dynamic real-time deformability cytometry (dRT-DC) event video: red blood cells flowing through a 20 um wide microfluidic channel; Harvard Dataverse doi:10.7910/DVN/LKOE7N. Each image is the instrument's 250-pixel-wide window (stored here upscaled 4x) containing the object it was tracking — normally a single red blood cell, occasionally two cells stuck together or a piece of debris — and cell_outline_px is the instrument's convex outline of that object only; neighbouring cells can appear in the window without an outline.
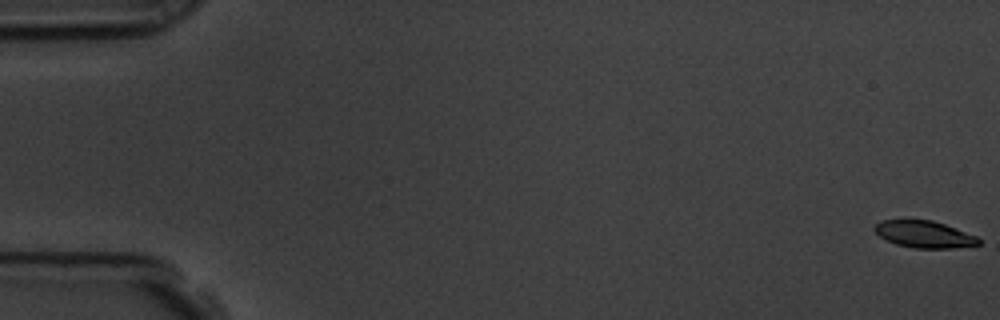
{"species": "common noctule bat (a hibernating species)", "species_latin": "Nyctalus noctula", "temperature_condition": "room temperature", "stored_images_in_passage": 58, "camera_frame_rate_fps": 3000, "um_per_image_px": 0.085, "animal": {"sex": "male", "body_mass_g": 19.5, "forearm_length_mm": 54.6}, "frame": {"image": 1, "passage_image": 1, "time_ms": 0.0, "image_size_px": [1000, 320], "cell_outline_px": [[980, 244], [952, 248], [912, 248], [896, 244], [880, 236], [872, 228], [880, 220], [932, 220], [944, 224], [976, 236], [980, 240]], "centroid_in_image_um": [78.54, 19.91], "position_along_channel_um": 6.5, "area_um2": 16.13}}
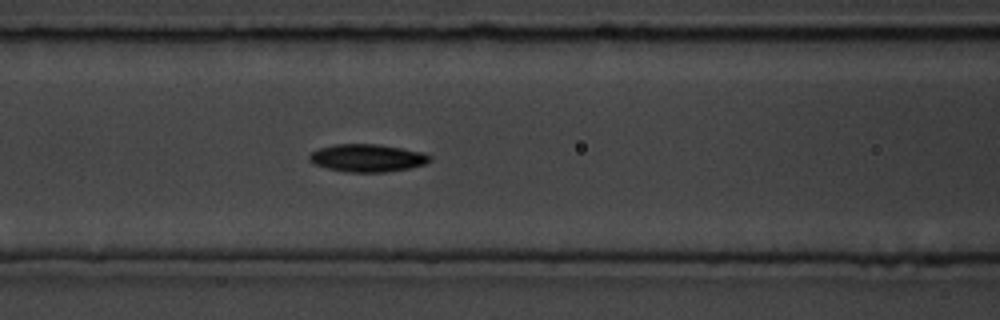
{"frame": {"image": 2, "passage_image": 25, "time_ms": 8.0, "image_size_px": [1000, 320], "cell_outline_px": [[432, 160], [428, 164], [408, 168], [384, 172], [348, 172], [328, 168], [316, 164], [308, 160], [308, 156], [312, 152], [320, 148], [336, 144], [376, 144], [400, 148], [420, 152], [432, 156]], "centroid_in_image_um": [31.24, 13.43], "position_along_channel_um": 135.4, "area_um2": 19.25}}
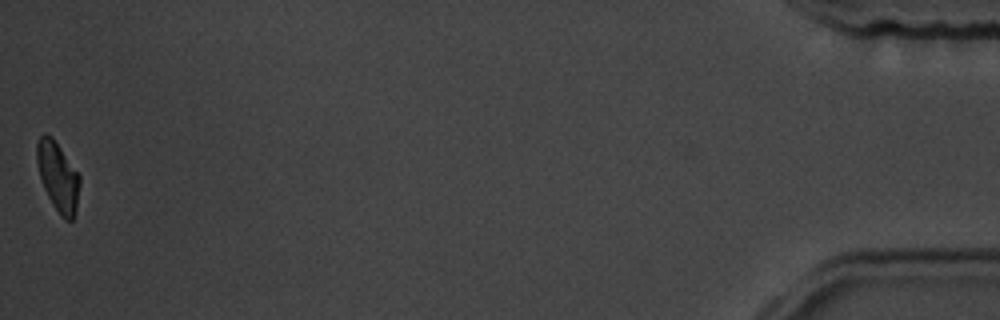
{"frame": {"image": 3, "passage_image": 58, "time_ms": 19.0, "image_size_px": [1000, 320], "cell_outline_px": [[80, 184], [76, 208], [72, 220], [64, 220], [60, 216], [52, 204], [44, 188], [40, 176], [36, 160], [36, 144], [40, 136], [44, 132], [52, 136], [80, 176]], "centroid_in_image_um": [4.91, 15.0], "position_along_channel_um": 430.3, "area_um2": 17.22}, "authors_computed_cell_mechanics": {"area_um2": 18.2648, "velocity_mm_per_s": 3.5705, "shape_relaxation_time_tau1_ms": 3.3556, "shape_relaxation_time_tau2_ms": null, "deformation_change_tau1": 0.1394, "deformation_change_tau2": null}}